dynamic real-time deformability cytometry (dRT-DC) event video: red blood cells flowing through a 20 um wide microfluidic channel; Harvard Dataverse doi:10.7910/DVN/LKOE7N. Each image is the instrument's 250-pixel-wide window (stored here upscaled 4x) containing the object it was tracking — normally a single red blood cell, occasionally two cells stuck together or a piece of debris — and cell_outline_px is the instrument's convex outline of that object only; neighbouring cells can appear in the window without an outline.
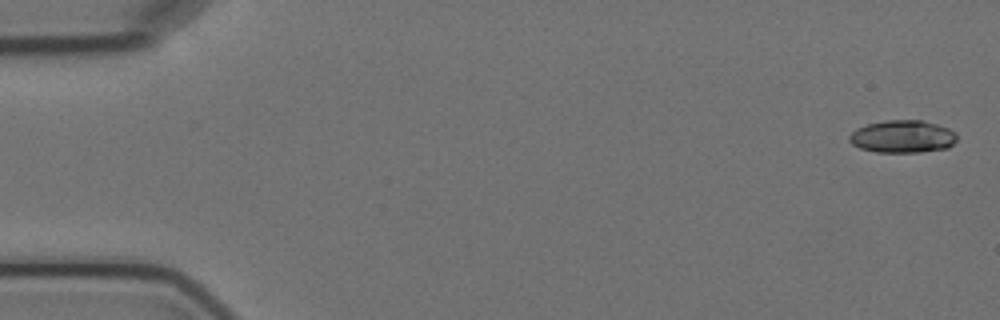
{"species": "Egyptian fruit bat (a non-hibernating species)", "species_latin": "Rousettus aegyptiacus", "temperature_condition": "cold", "stored_images_in_passage": 4, "camera_frame_rate_fps": 3000, "um_per_image_px": 0.085, "animal": {"sex": "female"}, "frame": {"image": 1, "passage_image": 1, "time_ms": 0.0, "image_size_px": [1000, 320], "cell_outline_px": [[956, 140], [948, 148], [920, 152], [876, 152], [860, 148], [852, 144], [848, 140], [848, 136], [856, 128], [868, 124], [884, 120], [924, 120], [948, 128], [956, 132]], "centroid_in_image_um": [76.71, 11.6], "position_along_channel_um": 8.3, "area_um2": 20.52}}
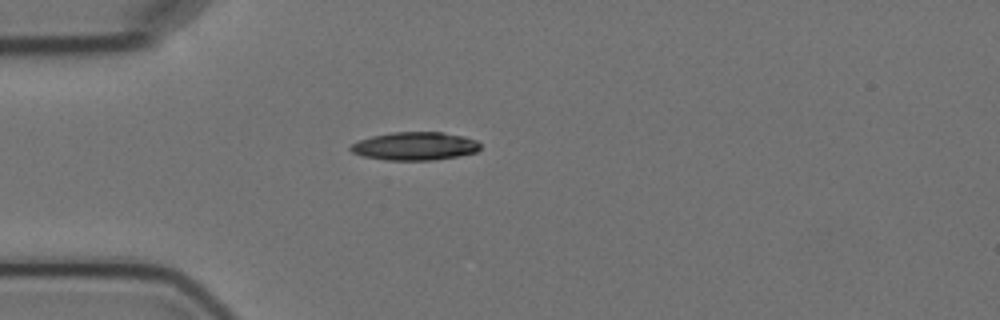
{"frame": {"image": 2, "passage_image": 4, "time_ms": 4.667, "image_size_px": [1000, 320], "cell_outline_px": [[480, 148], [476, 152], [456, 156], [432, 160], [384, 160], [360, 156], [352, 152], [348, 148], [352, 144], [360, 140], [372, 136], [392, 132], [440, 132], [464, 136], [476, 140], [480, 144]], "centroid_in_image_um": [35.23, 12.42], "position_along_channel_um": 49.8, "area_um2": 21.27}}